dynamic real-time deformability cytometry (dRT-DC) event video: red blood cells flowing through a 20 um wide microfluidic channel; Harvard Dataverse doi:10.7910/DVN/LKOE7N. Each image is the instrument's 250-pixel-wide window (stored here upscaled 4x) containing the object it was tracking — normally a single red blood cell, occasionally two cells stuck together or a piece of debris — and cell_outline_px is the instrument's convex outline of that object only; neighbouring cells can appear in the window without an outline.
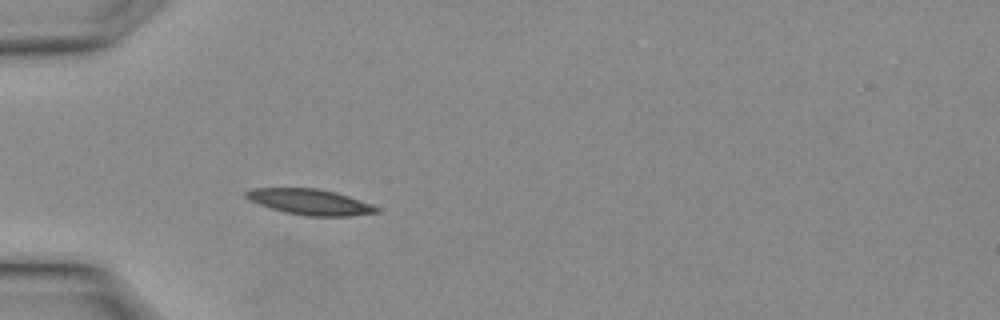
{"species": "Egyptian fruit bat (a non-hibernating species)", "species_latin": "Rousettus aegyptiacus", "temperature_condition": "warm", "stored_images_in_passage": 22, "camera_frame_rate_fps": 3000, "um_per_image_px": 0.085, "animal": {"sex": "female"}, "frame": {"image": 1, "passage_image": 1, "time_ms": 0.0, "image_size_px": [1000, 320], "cell_outline_px": [[380, 212], [348, 216], [308, 216], [284, 212], [248, 200], [244, 196], [244, 192], [252, 188], [316, 188], [336, 192], [372, 204], [380, 208]], "centroid_in_image_um": [26.35, 17.16], "position_along_channel_um": 58.6, "area_um2": 19.54}}
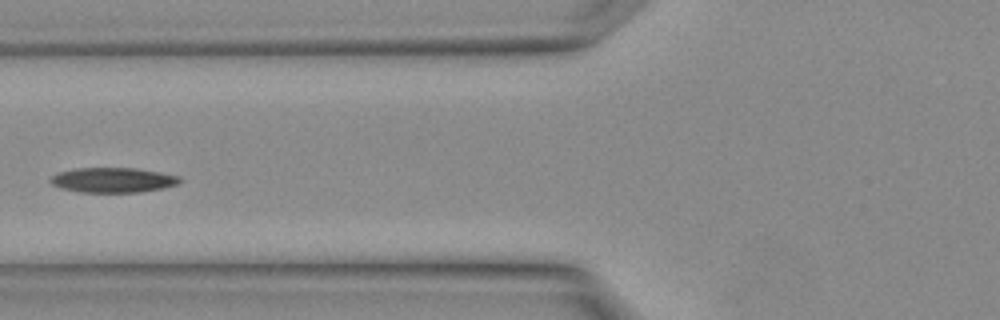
{"frame": {"image": 2, "passage_image": 4, "time_ms": 1.0, "image_size_px": [1000, 320], "cell_outline_px": [[180, 180], [176, 184], [164, 188], [140, 192], [80, 192], [60, 188], [52, 184], [48, 180], [52, 176], [60, 172], [76, 168], [136, 168], [160, 172], [180, 176]], "centroid_in_image_um": [9.59, 15.3], "position_along_channel_um": 116.2, "area_um2": 18.73}}